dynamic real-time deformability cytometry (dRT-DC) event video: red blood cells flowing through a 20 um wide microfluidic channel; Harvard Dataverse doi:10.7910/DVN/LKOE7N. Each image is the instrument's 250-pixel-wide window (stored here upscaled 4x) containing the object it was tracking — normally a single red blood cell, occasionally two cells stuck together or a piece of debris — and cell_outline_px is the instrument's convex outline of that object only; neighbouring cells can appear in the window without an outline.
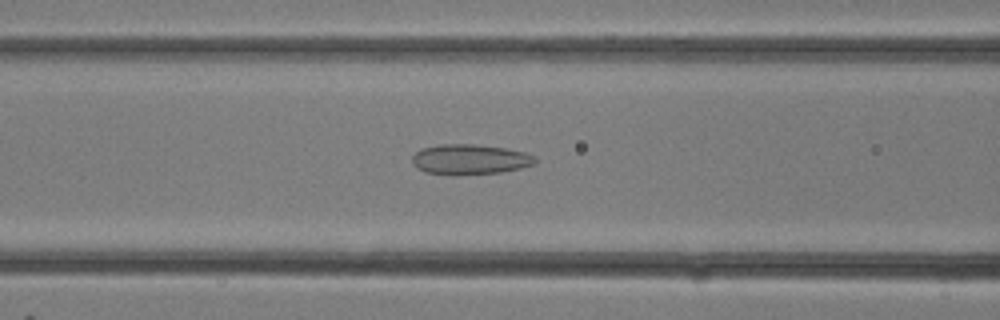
{"species": "common noctule bat (a hibernating species)", "species_latin": "Nyctalus noctula", "temperature_condition": "room temperature", "stored_images_in_passage": 22, "camera_frame_rate_fps": 3000, "um_per_image_px": 0.085, "animal": {"sex": "female"}, "frame": {"image": 1, "passage_image": 13, "time_ms": 4.0, "image_size_px": [1000, 320], "cell_outline_px": [[536, 164], [520, 168], [500, 172], [424, 172], [416, 168], [412, 164], [412, 156], [420, 148], [440, 144], [472, 144], [504, 148], [524, 152], [536, 156]], "centroid_in_image_um": [39.94, 13.5], "position_along_channel_um": 126.7, "area_um2": 20.87}}
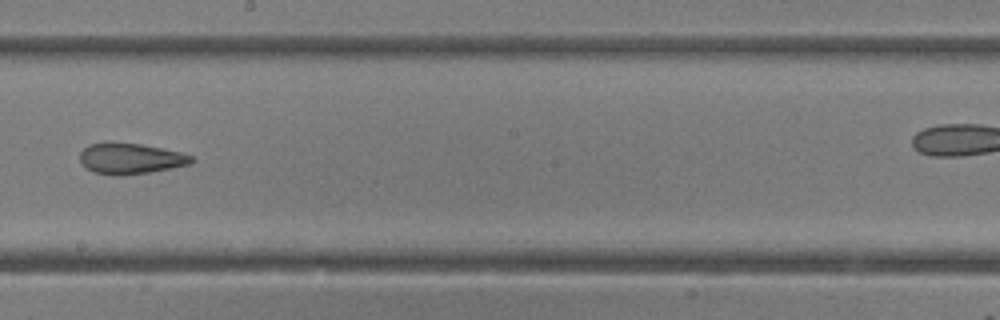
{"frame": {"image": 2, "passage_image": 18, "time_ms": 5.667, "image_size_px": [1000, 320], "cell_outline_px": [[196, 160], [188, 164], [172, 168], [148, 172], [112, 176], [92, 172], [80, 160], [80, 152], [88, 144], [108, 140], [140, 144], [180, 152], [192, 156]], "centroid_in_image_um": [11.04, 13.45], "position_along_channel_um": 237.2, "area_um2": 20.23}}
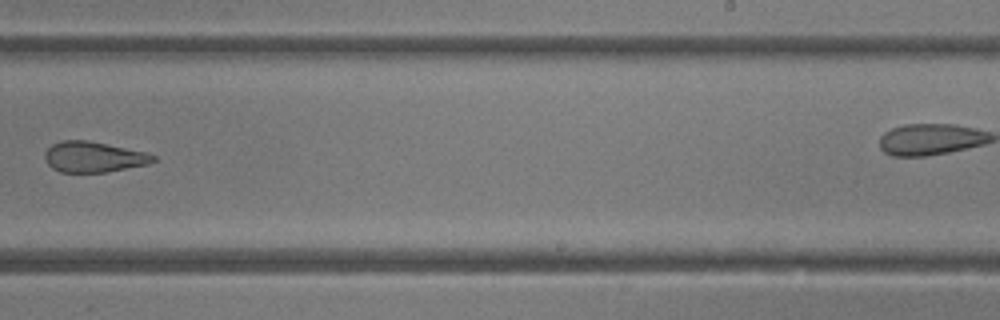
{"frame": {"image": 3, "passage_image": 20, "time_ms": 6.333, "image_size_px": [1000, 320], "cell_outline_px": [[156, 160], [148, 164], [104, 172], [60, 172], [52, 168], [44, 160], [44, 152], [52, 144], [60, 140], [88, 140], [148, 152], [156, 156]], "centroid_in_image_um": [7.94, 13.33], "position_along_channel_um": 281.1, "area_um2": 19.48}}